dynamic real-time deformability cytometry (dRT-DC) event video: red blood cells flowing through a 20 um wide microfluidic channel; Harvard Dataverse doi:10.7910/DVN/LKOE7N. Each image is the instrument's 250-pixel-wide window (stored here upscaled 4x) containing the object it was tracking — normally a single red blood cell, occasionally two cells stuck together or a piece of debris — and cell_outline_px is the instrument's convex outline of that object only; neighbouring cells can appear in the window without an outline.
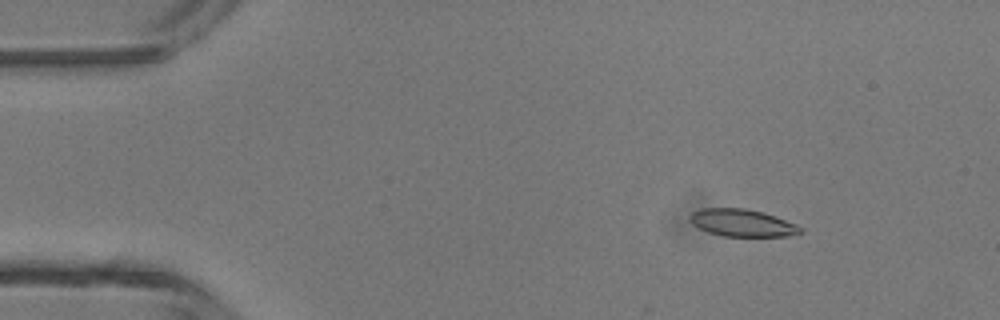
{"species": "common noctule bat (a hibernating species)", "species_latin": "Nyctalus noctula", "temperature_condition": "room temperature", "stored_images_in_passage": 13, "camera_frame_rate_fps": 3000, "um_per_image_px": 0.085, "animal": {"sex": "male", "body_mass_g": 13.3}, "frame": {"image": 1, "passage_image": 4, "time_ms": 1.0, "image_size_px": [1000, 320], "cell_outline_px": [[804, 232], [788, 236], [724, 236], [708, 232], [692, 224], [688, 220], [688, 216], [692, 212], [700, 208], [744, 208], [776, 216], [796, 224], [804, 228]], "centroid_in_image_um": [63.08, 18.94], "position_along_channel_um": 21.9, "area_um2": 17.69}}